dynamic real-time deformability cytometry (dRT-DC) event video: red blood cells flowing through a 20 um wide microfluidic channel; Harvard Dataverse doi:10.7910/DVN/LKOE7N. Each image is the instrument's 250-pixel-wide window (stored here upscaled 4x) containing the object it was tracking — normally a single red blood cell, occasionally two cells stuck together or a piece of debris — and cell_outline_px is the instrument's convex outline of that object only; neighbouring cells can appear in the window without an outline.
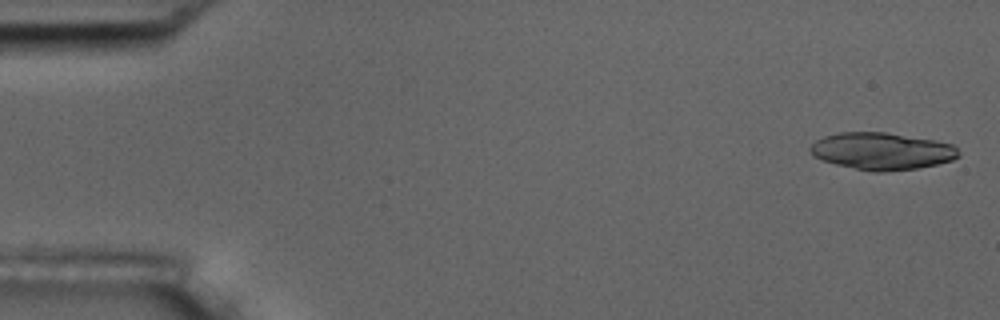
{"species": "common noctule bat (a hibernating species)", "species_latin": "Nyctalus noctula", "temperature_condition": "room temperature", "stored_images_in_passage": 5, "camera_frame_rate_fps": 3000, "um_per_image_px": 0.085, "animal": {"sex": "male", "body_mass_g": 17.5, "forearm_length_mm": 52.3}, "frame": {"image": 1, "passage_image": 1, "time_ms": 0.0, "image_size_px": [1000, 320], "cell_outline_px": [[960, 156], [952, 160], [936, 164], [916, 168], [884, 172], [872, 172], [836, 164], [812, 156], [808, 148], [816, 140], [824, 136], [840, 132], [884, 132], [936, 140], [952, 144], [960, 152]], "centroid_in_image_um": [74.95, 12.84], "position_along_channel_um": 10.0, "area_um2": 32.08}}